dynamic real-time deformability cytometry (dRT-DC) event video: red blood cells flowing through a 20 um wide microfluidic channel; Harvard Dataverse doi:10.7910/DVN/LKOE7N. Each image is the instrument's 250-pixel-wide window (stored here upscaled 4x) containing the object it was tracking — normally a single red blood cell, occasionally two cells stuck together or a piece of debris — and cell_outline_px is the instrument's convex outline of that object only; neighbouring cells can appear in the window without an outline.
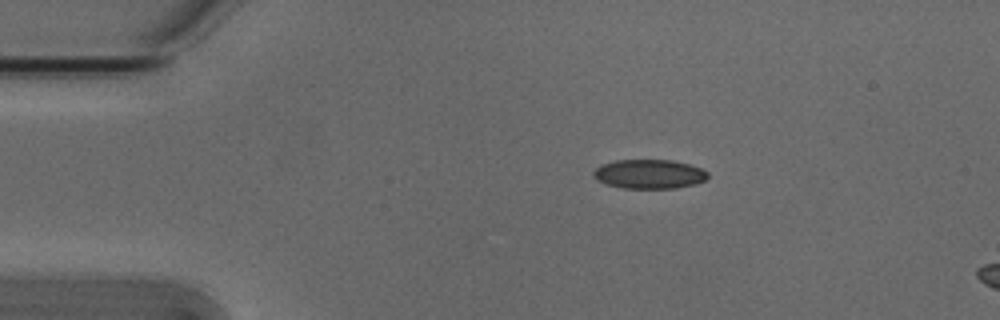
{"species": "Egyptian fruit bat (a non-hibernating species)", "species_latin": "Rousettus aegyptiacus", "temperature_condition": "cold", "stored_images_in_passage": 6, "camera_frame_rate_fps": 3000, "um_per_image_px": 0.085, "animal": {"sex": "male"}, "frame": {"image": 1, "passage_image": 1, "time_ms": 0.0, "image_size_px": [1000, 320], "cell_outline_px": [[708, 176], [704, 180], [696, 184], [676, 188], [624, 188], [608, 184], [592, 176], [592, 172], [600, 164], [616, 160], [672, 160], [688, 164], [700, 168], [708, 172]], "centroid_in_image_um": [55.18, 14.79], "position_along_channel_um": 29.8, "area_um2": 19.36}}
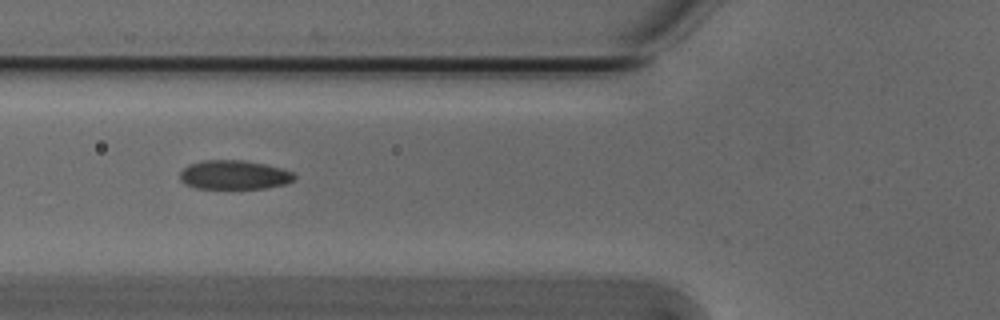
{"frame": {"image": 2, "passage_image": 4, "time_ms": 1.0, "image_size_px": [1000, 320], "cell_outline_px": [[296, 176], [292, 180], [284, 184], [268, 188], [196, 188], [184, 184], [180, 180], [180, 172], [188, 164], [204, 160], [244, 160], [264, 164], [280, 168], [292, 172]], "centroid_in_image_um": [19.86, 14.86], "position_along_channel_um": 105.9, "area_um2": 19.31}}
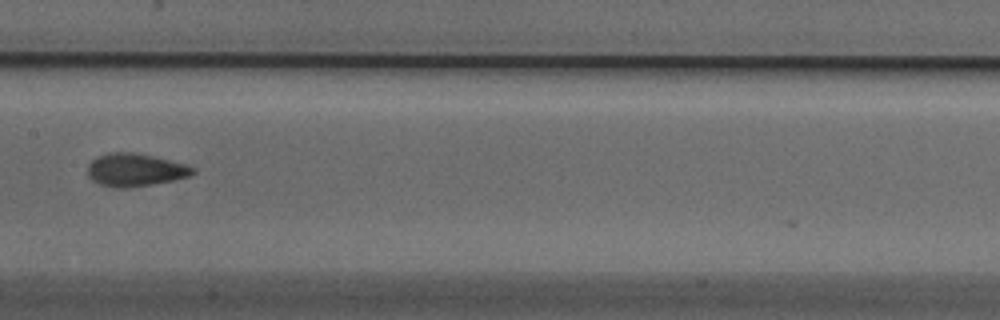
{"frame": {"image": 3, "passage_image": 6, "time_ms": 1.667, "image_size_px": [1000, 320], "cell_outline_px": [[196, 172], [192, 176], [152, 184], [128, 188], [116, 188], [100, 184], [92, 180], [88, 176], [88, 164], [92, 160], [100, 156], [112, 152], [132, 152], [152, 156], [188, 164], [196, 168]], "centroid_in_image_um": [11.53, 14.45], "position_along_channel_um": 195.9, "area_um2": 20.17}}